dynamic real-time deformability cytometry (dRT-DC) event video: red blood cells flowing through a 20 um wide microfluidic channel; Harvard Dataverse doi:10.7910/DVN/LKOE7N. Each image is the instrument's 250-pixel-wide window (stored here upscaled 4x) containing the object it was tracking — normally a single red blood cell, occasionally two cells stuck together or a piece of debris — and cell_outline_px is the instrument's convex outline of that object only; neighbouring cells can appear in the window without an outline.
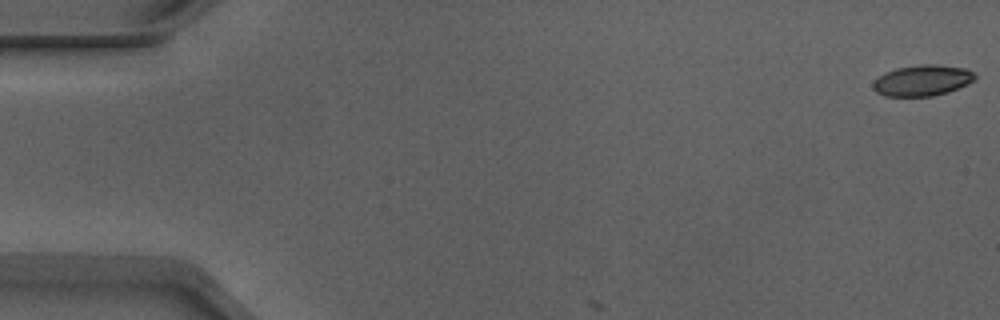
{"species": "Egyptian fruit bat (a non-hibernating species)", "species_latin": "Rousettus aegyptiacus", "temperature_condition": "warm", "stored_images_in_passage": 7, "camera_frame_rate_fps": 3000, "um_per_image_px": 0.085, "animal": {"sex": "male"}, "frame": {"image": 1, "passage_image": 1, "time_ms": 0.0, "image_size_px": [1000, 320], "cell_outline_px": [[976, 80], [968, 84], [948, 92], [932, 96], [884, 96], [876, 92], [872, 88], [872, 84], [884, 72], [896, 68], [920, 64], [936, 64], [964, 68], [972, 72], [976, 76]], "centroid_in_image_um": [78.4, 6.84], "position_along_channel_um": 6.6, "area_um2": 18.44}}